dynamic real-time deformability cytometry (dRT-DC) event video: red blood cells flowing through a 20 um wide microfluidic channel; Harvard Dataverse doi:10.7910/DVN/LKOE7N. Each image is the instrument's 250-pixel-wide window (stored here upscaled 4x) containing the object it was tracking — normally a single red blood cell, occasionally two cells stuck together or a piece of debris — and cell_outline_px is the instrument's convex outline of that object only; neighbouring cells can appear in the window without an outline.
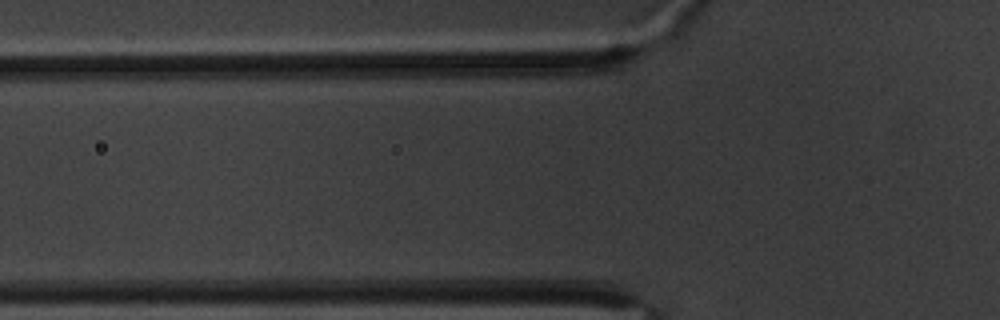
{"species": "common noctule bat (a hibernating species)", "species_latin": "Nyctalus noctula", "temperature_condition": "warm", "stored_images_in_passage": 3, "camera_frame_rate_fps": 3000, "um_per_image_px": 0.085, "animal": {"sex": "male", "body_mass_g": 20.1, "forearm_length_mm": 53.5}, "frame": {"image": 1, "passage_image": 2, "time_ms": 0.333, "image_size_px": [1000, 320], "cell_outline_px": [[588, 256], [584, 260], [472, 260], [452, 252], [456, 248], [484, 244], [576, 244], [588, 248]], "centroid_in_image_um": [44.52, 21.43], "position_along_channel_um": 81.3, "area_um2": 14.33}}